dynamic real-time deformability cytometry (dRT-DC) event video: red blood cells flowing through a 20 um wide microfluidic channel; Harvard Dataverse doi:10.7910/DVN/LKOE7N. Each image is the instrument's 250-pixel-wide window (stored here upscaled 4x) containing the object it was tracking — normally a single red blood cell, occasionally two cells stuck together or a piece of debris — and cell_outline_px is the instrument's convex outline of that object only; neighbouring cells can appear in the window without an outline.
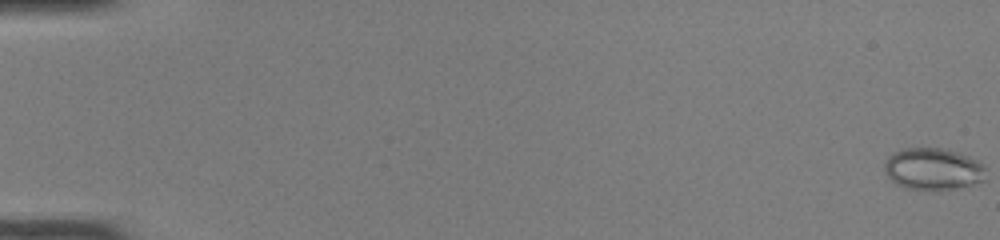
{"species": "common noctule bat (a hibernating species)", "species_latin": "Nyctalus noctula", "temperature_condition": "room temperature", "stored_images_in_passage": 51, "camera_frame_rate_fps": 3000, "um_per_image_px": 0.085, "animal": {"sex": "female", "body_mass_g": 22.0, "forearm_length_mm": 56.7}, "frame": {"image": 1, "passage_image": 1, "time_ms": 0.0, "image_size_px": [1000, 240], "cell_outline_px": [[984, 180], [972, 184], [956, 188], [904, 188], [896, 184], [884, 172], [884, 160], [892, 152], [904, 148], [940, 148], [956, 152], [968, 156], [976, 160], [984, 168]], "centroid_in_image_um": [79.24, 14.33], "position_along_channel_um": 5.8, "area_um2": 24.28}}
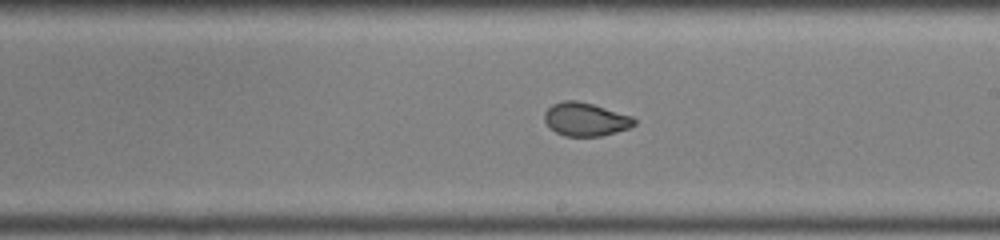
{"frame": {"image": 2, "passage_image": 31, "time_ms": 10.0, "image_size_px": [1000, 240], "cell_outline_px": [[636, 124], [628, 128], [616, 132], [600, 136], [564, 136], [556, 132], [544, 120], [544, 112], [552, 104], [564, 100], [576, 100], [592, 104], [632, 116], [636, 120]], "centroid_in_image_um": [49.77, 10.14], "position_along_channel_um": 239.2, "area_um2": 17.34}}
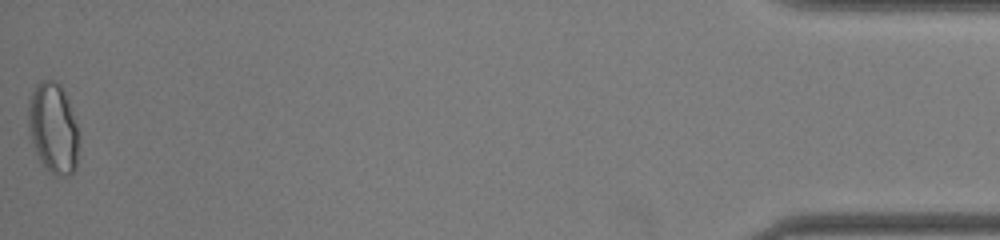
{"frame": {"image": 3, "passage_image": 51, "time_ms": 16.667, "image_size_px": [1000, 240], "cell_outline_px": [[76, 168], [68, 176], [56, 176], [40, 160], [36, 152], [32, 140], [28, 124], [28, 100], [36, 84], [40, 80], [52, 80], [60, 84], [68, 100], [76, 124]], "centroid_in_image_um": [4.49, 10.85], "position_along_channel_um": 430.7, "area_um2": 26.01}, "authors_computed_cell_mechanics": {"area_um2": 20.519, "velocity_mm_per_s": 4.1225, "shape_relaxation_time_tau1_ms": 9.0436, "shape_relaxation_time_tau2_ms": null, "deformation_change_tau1": 0.2228, "deformation_change_tau2": null}}